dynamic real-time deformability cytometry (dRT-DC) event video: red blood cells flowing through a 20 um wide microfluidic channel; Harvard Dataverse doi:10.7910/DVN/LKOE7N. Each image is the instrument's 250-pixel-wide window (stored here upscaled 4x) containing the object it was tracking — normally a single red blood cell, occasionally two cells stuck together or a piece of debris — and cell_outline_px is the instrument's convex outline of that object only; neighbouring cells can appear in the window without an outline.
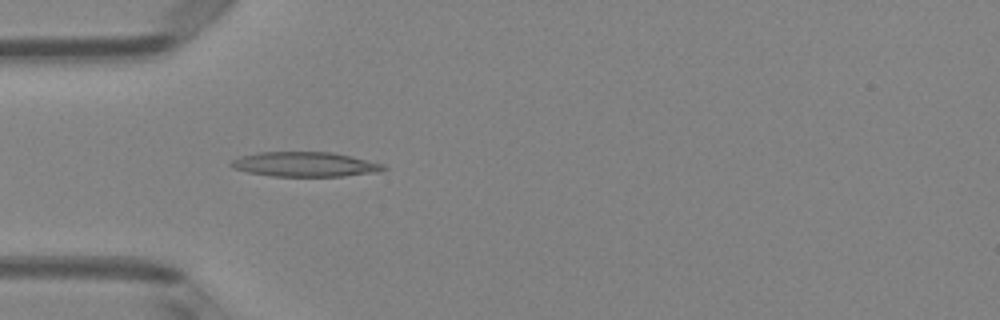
{"species": "Egyptian fruit bat (a non-hibernating species)", "species_latin": "Rousettus aegyptiacus", "temperature_condition": "room temperature", "stored_images_in_passage": 5, "camera_frame_rate_fps": 3000, "um_per_image_px": 0.085, "animal": {"sex": "female"}, "frame": {"image": 1, "passage_image": 5, "time_ms": 1.333, "image_size_px": [1000, 320], "cell_outline_px": [[388, 168], [380, 172], [344, 176], [272, 176], [248, 172], [232, 168], [228, 164], [232, 160], [240, 156], [260, 152], [332, 152], [352, 156], [384, 164]], "centroid_in_image_um": [25.94, 13.97], "position_along_channel_um": 59.1, "area_um2": 22.08}}